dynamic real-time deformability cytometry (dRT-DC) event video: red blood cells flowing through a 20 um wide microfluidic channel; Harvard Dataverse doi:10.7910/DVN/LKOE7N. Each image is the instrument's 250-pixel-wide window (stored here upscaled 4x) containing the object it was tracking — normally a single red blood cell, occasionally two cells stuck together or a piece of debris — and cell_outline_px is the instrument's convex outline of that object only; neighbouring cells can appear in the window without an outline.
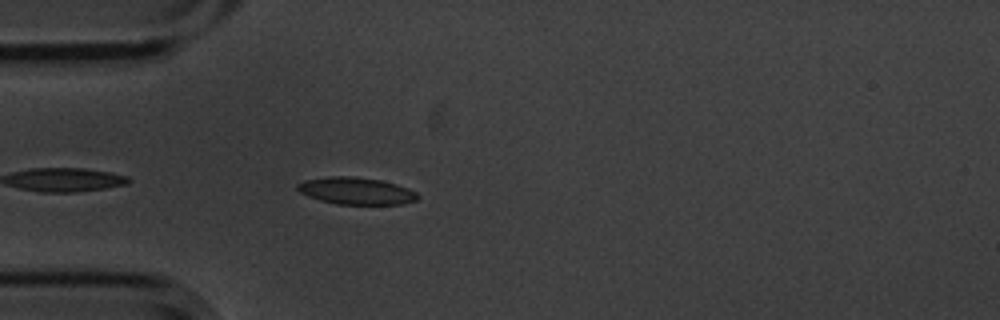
{"species": "common noctule bat (a hibernating species)", "species_latin": "Nyctalus noctula", "temperature_condition": "cold", "stored_images_in_passage": 2, "camera_frame_rate_fps": 3000, "um_per_image_px": 0.085, "animal": {"sex": "male", "body_mass_g": 20.1, "forearm_length_mm": 53.5}, "frame": {"image": 1, "passage_image": 2, "time_ms": 0.333, "image_size_px": [1000, 320], "cell_outline_px": [[420, 196], [416, 200], [400, 204], [336, 204], [320, 200], [308, 196], [300, 192], [296, 188], [296, 184], [304, 180], [328, 176], [352, 176], [380, 180], [396, 184], [408, 188], [416, 192]], "centroid_in_image_um": [30.25, 16.22], "position_along_channel_um": 54.7, "area_um2": 18.96}}